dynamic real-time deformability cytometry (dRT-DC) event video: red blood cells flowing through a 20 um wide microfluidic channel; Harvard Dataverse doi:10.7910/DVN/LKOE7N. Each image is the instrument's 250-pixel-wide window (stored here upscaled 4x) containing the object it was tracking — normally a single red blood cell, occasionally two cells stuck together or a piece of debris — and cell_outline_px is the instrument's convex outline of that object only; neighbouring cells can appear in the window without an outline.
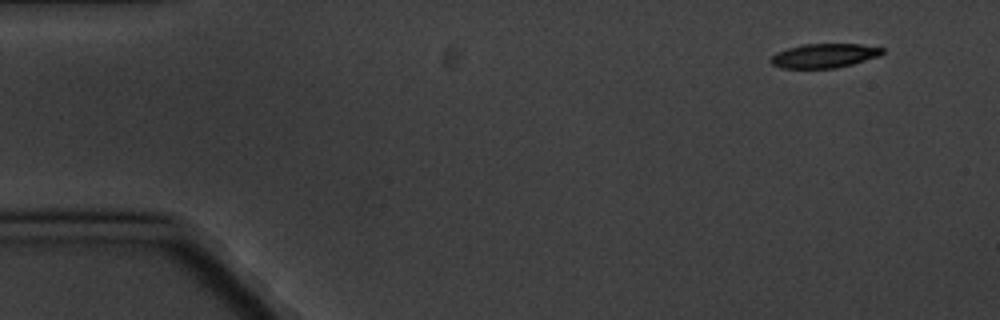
{"species": "common noctule bat (a hibernating species)", "species_latin": "Nyctalus noctula", "temperature_condition": "cold", "stored_images_in_passage": 4, "camera_frame_rate_fps": 3000, "um_per_image_px": 0.085, "animal": {"sex": "male", "body_mass_g": 20.1, "forearm_length_mm": 53.5}, "frame": {"image": 1, "passage_image": 1, "time_ms": 0.0, "image_size_px": [1000, 320], "cell_outline_px": [[884, 52], [880, 56], [852, 64], [836, 68], [780, 68], [772, 64], [768, 60], [776, 52], [788, 48], [804, 44], [860, 44], [884, 48]], "centroid_in_image_um": [70.05, 4.73], "position_along_channel_um": 14.9, "area_um2": 15.78}}
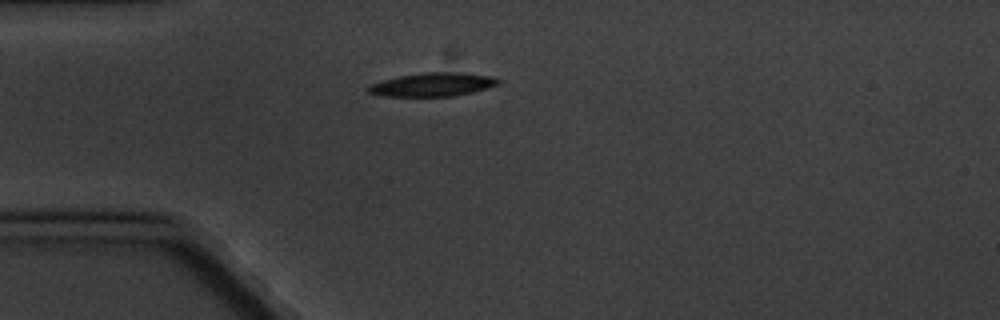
{"frame": {"image": 2, "passage_image": 4, "time_ms": 3.667, "image_size_px": [1000, 320], "cell_outline_px": [[500, 84], [472, 92], [452, 96], [380, 96], [368, 92], [364, 88], [368, 84], [400, 76], [428, 72], [456, 72], [492, 76], [500, 80]], "centroid_in_image_um": [36.74, 7.19], "position_along_channel_um": 48.3, "area_um2": 17.8}}